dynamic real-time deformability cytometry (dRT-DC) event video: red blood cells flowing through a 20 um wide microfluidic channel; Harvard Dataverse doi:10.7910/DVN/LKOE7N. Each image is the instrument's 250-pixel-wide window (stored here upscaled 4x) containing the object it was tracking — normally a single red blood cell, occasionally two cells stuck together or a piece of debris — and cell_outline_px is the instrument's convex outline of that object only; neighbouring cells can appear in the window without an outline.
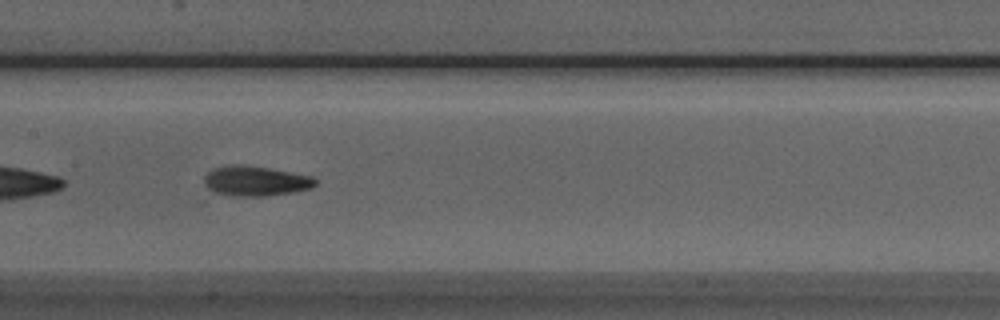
{"species": "Egyptian fruit bat (a non-hibernating species)", "species_latin": "Rousettus aegyptiacus", "temperature_condition": "room temperature", "stored_images_in_passage": 24, "camera_frame_rate_fps": 3000, "um_per_image_px": 0.085, "animal": {"sex": "male"}, "frame": {"image": 1, "passage_image": 11, "time_ms": 3.333, "image_size_px": [1000, 320], "cell_outline_px": [[316, 184], [312, 188], [292, 192], [264, 196], [236, 196], [216, 192], [208, 188], [204, 184], [204, 176], [212, 168], [232, 164], [244, 164], [268, 168], [312, 176], [316, 180]], "centroid_in_image_um": [21.7, 15.37], "position_along_channel_um": 185.7, "area_um2": 19.36}}
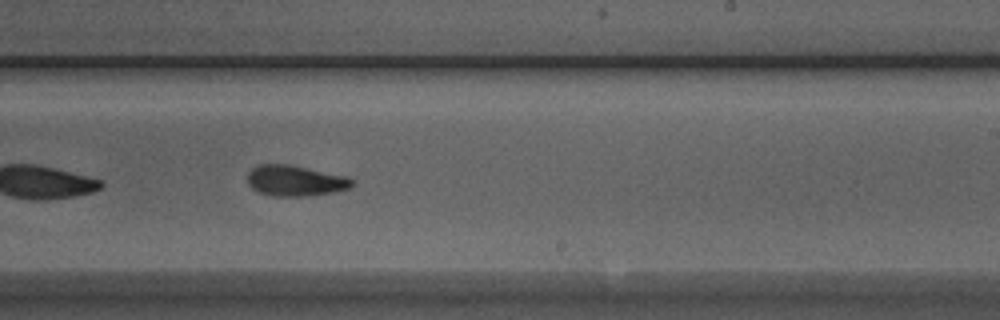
{"frame": {"image": 2, "passage_image": 17, "time_ms": 5.333, "image_size_px": [1000, 320], "cell_outline_px": [[356, 184], [348, 188], [332, 192], [308, 196], [272, 196], [256, 192], [248, 184], [248, 172], [252, 168], [260, 164], [288, 164], [348, 176]], "centroid_in_image_um": [25.08, 15.36], "position_along_channel_um": 263.9, "area_um2": 18.84}}
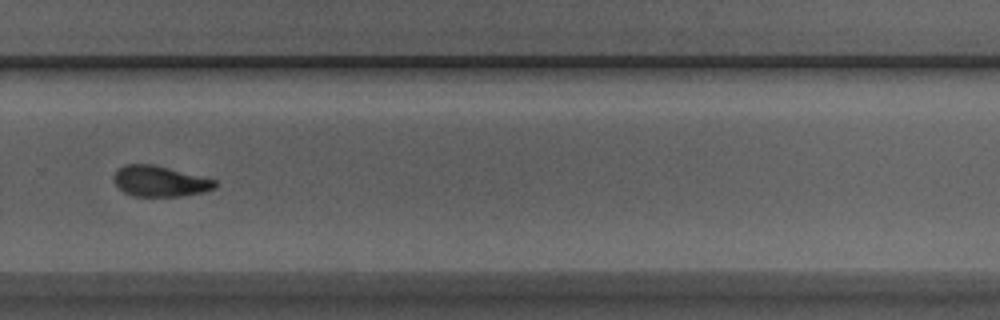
{"frame": {"image": 3, "passage_image": 21, "time_ms": 6.667, "image_size_px": [1000, 320], "cell_outline_px": [[216, 188], [200, 192], [180, 196], [132, 196], [124, 192], [112, 180], [112, 176], [124, 164], [152, 164], [216, 180]], "centroid_in_image_um": [13.55, 15.4], "position_along_channel_um": 316.3, "area_um2": 17.86}}